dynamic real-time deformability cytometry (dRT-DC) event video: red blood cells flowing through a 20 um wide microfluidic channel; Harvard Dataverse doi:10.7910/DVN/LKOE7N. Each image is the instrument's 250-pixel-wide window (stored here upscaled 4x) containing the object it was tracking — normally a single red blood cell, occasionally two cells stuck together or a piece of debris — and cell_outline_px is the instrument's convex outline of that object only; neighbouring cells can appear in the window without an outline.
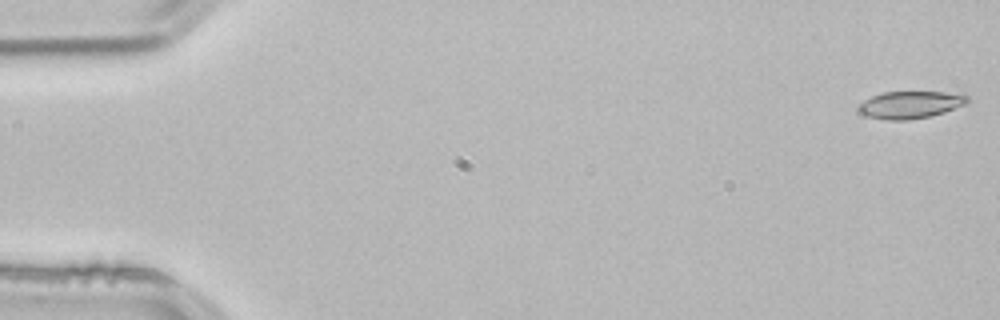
{"species": "common noctule bat (a hibernating species)", "species_latin": "Nyctalus noctula", "temperature_condition": "room temperature", "stored_images_in_passage": 53, "camera_frame_rate_fps": 3000, "um_per_image_px": 0.085, "animal": {"sex": "male", "body_mass_g": 21.5, "forearm_length_mm": 52.0}, "frame": {"image": 1, "passage_image": 1, "time_ms": 0.0, "image_size_px": [1000, 320], "cell_outline_px": [[968, 104], [944, 112], [928, 116], [908, 120], [884, 120], [868, 116], [856, 112], [856, 108], [864, 100], [872, 96], [884, 92], [964, 92], [968, 96]], "centroid_in_image_um": [77.4, 8.89], "position_along_channel_um": 7.6, "area_um2": 17.57}}
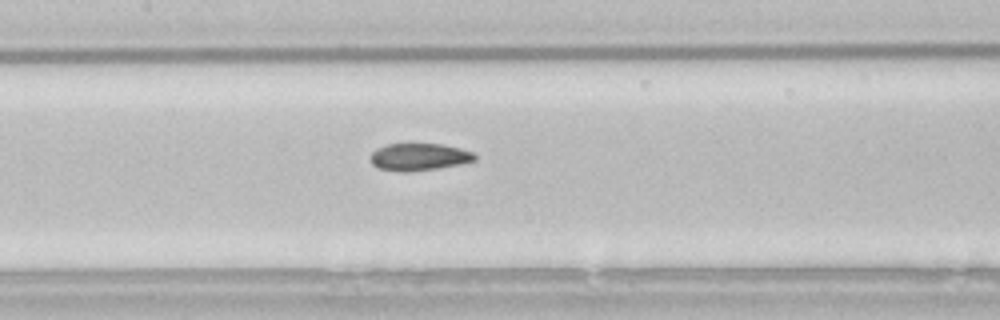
{"frame": {"image": 2, "passage_image": 25, "time_ms": 8.0, "image_size_px": [1000, 320], "cell_outline_px": [[476, 160], [460, 164], [436, 168], [408, 172], [400, 172], [380, 168], [372, 164], [372, 152], [376, 148], [388, 144], [412, 140], [440, 144], [460, 148], [472, 152], [476, 156]], "centroid_in_image_um": [35.6, 13.28], "position_along_channel_um": 171.8, "area_um2": 17.11}}
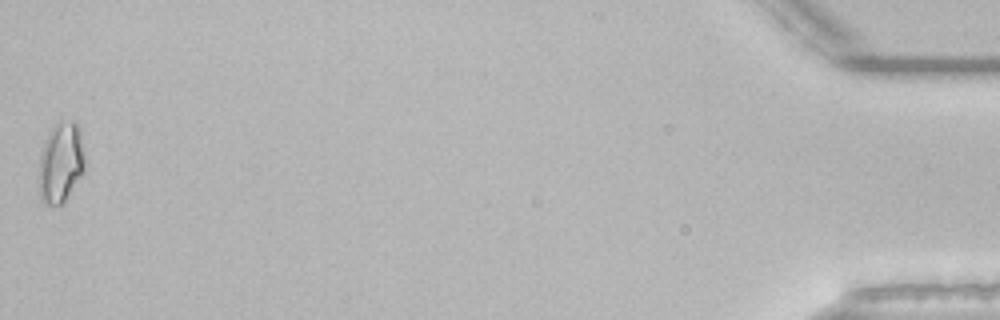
{"frame": {"image": 3, "passage_image": 53, "time_ms": 17.333, "image_size_px": [1000, 320], "cell_outline_px": [[84, 172], [64, 204], [44, 204], [40, 200], [36, 180], [40, 156], [44, 140], [48, 132], [60, 116], [76, 120], [80, 128], [84, 148]], "centroid_in_image_um": [5.15, 13.76], "position_along_channel_um": 430.1, "area_um2": 22.95}, "authors_computed_cell_mechanics": {"area_um2": 17.2244, "velocity_mm_per_s": 3.8321, "shape_relaxation_time_tau1_ms": 6.1992, "shape_relaxation_time_tau2_ms": 2.9549, "deformation_change_tau1": 0.1493, "deformation_change_tau2": 0.094}}